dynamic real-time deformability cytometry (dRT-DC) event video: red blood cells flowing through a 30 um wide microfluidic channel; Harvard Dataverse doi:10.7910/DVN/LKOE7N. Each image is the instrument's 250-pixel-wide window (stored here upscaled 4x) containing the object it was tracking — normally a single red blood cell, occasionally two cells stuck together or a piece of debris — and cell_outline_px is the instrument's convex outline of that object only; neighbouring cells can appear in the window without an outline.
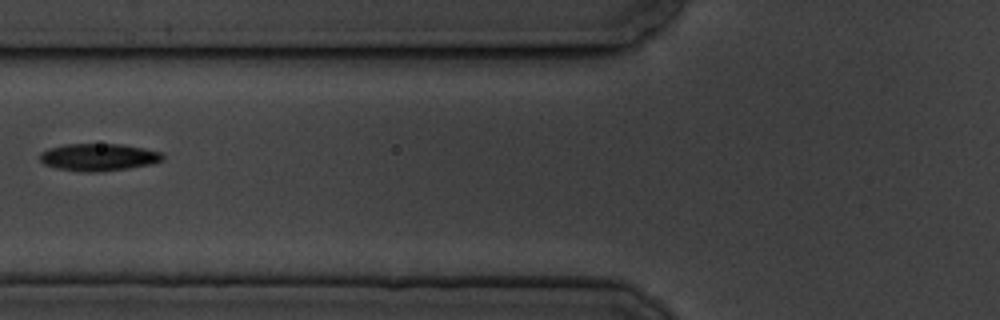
{"species": "common noctule bat (a hibernating species)", "species_latin": "Nyctalus noctula", "temperature_condition": "cold", "stored_images_in_passage": 6, "camera_frame_rate_fps": 3000, "um_per_image_px": 0.085, "animal": {"sex": "male", "body_mass_g": 19.5, "forearm_length_mm": 54.6}, "frame": {"image": 1, "passage_image": 6, "time_ms": 5.667, "image_size_px": [1000, 320], "cell_outline_px": [[164, 156], [160, 160], [152, 164], [128, 168], [100, 172], [80, 172], [56, 168], [44, 164], [40, 160], [40, 152], [48, 148], [64, 144], [124, 144], [144, 148], [160, 152]], "centroid_in_image_um": [8.34, 13.36], "position_along_channel_um": 117.5, "area_um2": 19.65}}